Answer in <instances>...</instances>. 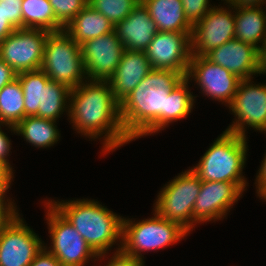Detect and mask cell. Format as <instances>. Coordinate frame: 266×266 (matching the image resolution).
Segmentation results:
<instances>
[{"instance_id":"6da1fadb","label":"cell","mask_w":266,"mask_h":266,"mask_svg":"<svg viewBox=\"0 0 266 266\" xmlns=\"http://www.w3.org/2000/svg\"><path fill=\"white\" fill-rule=\"evenodd\" d=\"M68 119L79 135L101 140L103 155L132 142L122 127L120 103L107 80L87 79L71 89Z\"/></svg>"},{"instance_id":"7a4b0ae2","label":"cell","mask_w":266,"mask_h":266,"mask_svg":"<svg viewBox=\"0 0 266 266\" xmlns=\"http://www.w3.org/2000/svg\"><path fill=\"white\" fill-rule=\"evenodd\" d=\"M184 78L173 70L152 69L120 102L122 127L132 141L166 128L168 94Z\"/></svg>"},{"instance_id":"3957f363","label":"cell","mask_w":266,"mask_h":266,"mask_svg":"<svg viewBox=\"0 0 266 266\" xmlns=\"http://www.w3.org/2000/svg\"><path fill=\"white\" fill-rule=\"evenodd\" d=\"M48 201L75 227L89 247L99 256L121 250L123 217L95 199ZM114 245V246H113Z\"/></svg>"},{"instance_id":"277c9868","label":"cell","mask_w":266,"mask_h":266,"mask_svg":"<svg viewBox=\"0 0 266 266\" xmlns=\"http://www.w3.org/2000/svg\"><path fill=\"white\" fill-rule=\"evenodd\" d=\"M247 141L248 137L223 131L191 169L201 181L231 182L246 192L249 183L243 169L248 159Z\"/></svg>"},{"instance_id":"5b68a950","label":"cell","mask_w":266,"mask_h":266,"mask_svg":"<svg viewBox=\"0 0 266 266\" xmlns=\"http://www.w3.org/2000/svg\"><path fill=\"white\" fill-rule=\"evenodd\" d=\"M137 220L123 217L121 251L145 262V252H158L184 240L190 233L179 223L158 215ZM144 252V253H143Z\"/></svg>"},{"instance_id":"8992f818","label":"cell","mask_w":266,"mask_h":266,"mask_svg":"<svg viewBox=\"0 0 266 266\" xmlns=\"http://www.w3.org/2000/svg\"><path fill=\"white\" fill-rule=\"evenodd\" d=\"M41 70L50 80L65 84L70 89L87 80L80 45L64 30L48 34Z\"/></svg>"},{"instance_id":"52a82bcc","label":"cell","mask_w":266,"mask_h":266,"mask_svg":"<svg viewBox=\"0 0 266 266\" xmlns=\"http://www.w3.org/2000/svg\"><path fill=\"white\" fill-rule=\"evenodd\" d=\"M42 203L46 209L45 221L50 238V246L44 242V248L53 254L62 266H86L89 262L95 265L98 256L75 227L47 199Z\"/></svg>"},{"instance_id":"ba28073f","label":"cell","mask_w":266,"mask_h":266,"mask_svg":"<svg viewBox=\"0 0 266 266\" xmlns=\"http://www.w3.org/2000/svg\"><path fill=\"white\" fill-rule=\"evenodd\" d=\"M201 180L189 167L165 183L156 195L153 210L161 217L193 231V207L199 195Z\"/></svg>"},{"instance_id":"9c48e42d","label":"cell","mask_w":266,"mask_h":266,"mask_svg":"<svg viewBox=\"0 0 266 266\" xmlns=\"http://www.w3.org/2000/svg\"><path fill=\"white\" fill-rule=\"evenodd\" d=\"M253 79H241L235 96L227 106L235 118L225 131L245 138L249 128L262 134L266 132V83L258 84Z\"/></svg>"},{"instance_id":"30bf717a","label":"cell","mask_w":266,"mask_h":266,"mask_svg":"<svg viewBox=\"0 0 266 266\" xmlns=\"http://www.w3.org/2000/svg\"><path fill=\"white\" fill-rule=\"evenodd\" d=\"M17 211L0 226V266H29L44 247L41 236Z\"/></svg>"},{"instance_id":"8fae6325","label":"cell","mask_w":266,"mask_h":266,"mask_svg":"<svg viewBox=\"0 0 266 266\" xmlns=\"http://www.w3.org/2000/svg\"><path fill=\"white\" fill-rule=\"evenodd\" d=\"M49 33L42 29H16L1 44L0 58L17 74L40 70Z\"/></svg>"},{"instance_id":"7c38bea8","label":"cell","mask_w":266,"mask_h":266,"mask_svg":"<svg viewBox=\"0 0 266 266\" xmlns=\"http://www.w3.org/2000/svg\"><path fill=\"white\" fill-rule=\"evenodd\" d=\"M185 78L196 83L201 91L199 93L225 106L232 101L241 81L237 75L211 62L205 56L192 55Z\"/></svg>"},{"instance_id":"4fadbf2b","label":"cell","mask_w":266,"mask_h":266,"mask_svg":"<svg viewBox=\"0 0 266 266\" xmlns=\"http://www.w3.org/2000/svg\"><path fill=\"white\" fill-rule=\"evenodd\" d=\"M220 5H214L193 25L192 56H204L210 50L235 38L234 6L224 2L223 6Z\"/></svg>"},{"instance_id":"5bb4252c","label":"cell","mask_w":266,"mask_h":266,"mask_svg":"<svg viewBox=\"0 0 266 266\" xmlns=\"http://www.w3.org/2000/svg\"><path fill=\"white\" fill-rule=\"evenodd\" d=\"M191 35L158 31L144 51L152 69L173 70L186 77L192 55Z\"/></svg>"},{"instance_id":"9a60e30c","label":"cell","mask_w":266,"mask_h":266,"mask_svg":"<svg viewBox=\"0 0 266 266\" xmlns=\"http://www.w3.org/2000/svg\"><path fill=\"white\" fill-rule=\"evenodd\" d=\"M244 192L231 182L201 181L199 195L193 207V230L197 224L226 218Z\"/></svg>"},{"instance_id":"2e32d148","label":"cell","mask_w":266,"mask_h":266,"mask_svg":"<svg viewBox=\"0 0 266 266\" xmlns=\"http://www.w3.org/2000/svg\"><path fill=\"white\" fill-rule=\"evenodd\" d=\"M80 48L89 80H108L115 73L125 50L115 30L83 42Z\"/></svg>"},{"instance_id":"e0dca14e","label":"cell","mask_w":266,"mask_h":266,"mask_svg":"<svg viewBox=\"0 0 266 266\" xmlns=\"http://www.w3.org/2000/svg\"><path fill=\"white\" fill-rule=\"evenodd\" d=\"M204 56L237 75L240 79L258 76L259 50L236 38L210 50Z\"/></svg>"},{"instance_id":"ac0fdd59","label":"cell","mask_w":266,"mask_h":266,"mask_svg":"<svg viewBox=\"0 0 266 266\" xmlns=\"http://www.w3.org/2000/svg\"><path fill=\"white\" fill-rule=\"evenodd\" d=\"M152 70L144 51L125 49L115 73L107 80L120 103Z\"/></svg>"},{"instance_id":"d6986e66","label":"cell","mask_w":266,"mask_h":266,"mask_svg":"<svg viewBox=\"0 0 266 266\" xmlns=\"http://www.w3.org/2000/svg\"><path fill=\"white\" fill-rule=\"evenodd\" d=\"M114 30L124 49L136 51H145L158 32L155 22L142 2L124 20L117 23Z\"/></svg>"},{"instance_id":"ffe728a7","label":"cell","mask_w":266,"mask_h":266,"mask_svg":"<svg viewBox=\"0 0 266 266\" xmlns=\"http://www.w3.org/2000/svg\"><path fill=\"white\" fill-rule=\"evenodd\" d=\"M235 38L260 50L266 42V6L234 7Z\"/></svg>"},{"instance_id":"44dd1931","label":"cell","mask_w":266,"mask_h":266,"mask_svg":"<svg viewBox=\"0 0 266 266\" xmlns=\"http://www.w3.org/2000/svg\"><path fill=\"white\" fill-rule=\"evenodd\" d=\"M157 30L163 32H192L193 25L185 16L181 0H144Z\"/></svg>"},{"instance_id":"7402d4cb","label":"cell","mask_w":266,"mask_h":266,"mask_svg":"<svg viewBox=\"0 0 266 266\" xmlns=\"http://www.w3.org/2000/svg\"><path fill=\"white\" fill-rule=\"evenodd\" d=\"M113 30V24L89 5L64 28V31L79 45Z\"/></svg>"},{"instance_id":"603a6c76","label":"cell","mask_w":266,"mask_h":266,"mask_svg":"<svg viewBox=\"0 0 266 266\" xmlns=\"http://www.w3.org/2000/svg\"><path fill=\"white\" fill-rule=\"evenodd\" d=\"M57 122L38 116H26L14 127L15 135L22 136L32 147L48 149L61 139Z\"/></svg>"},{"instance_id":"cb8c5ba5","label":"cell","mask_w":266,"mask_h":266,"mask_svg":"<svg viewBox=\"0 0 266 266\" xmlns=\"http://www.w3.org/2000/svg\"><path fill=\"white\" fill-rule=\"evenodd\" d=\"M70 91L67 85L49 80L43 87L42 104L35 116L58 122L63 114L68 117Z\"/></svg>"},{"instance_id":"d4e9b609","label":"cell","mask_w":266,"mask_h":266,"mask_svg":"<svg viewBox=\"0 0 266 266\" xmlns=\"http://www.w3.org/2000/svg\"><path fill=\"white\" fill-rule=\"evenodd\" d=\"M22 28L42 29L49 32H60L49 0L22 1Z\"/></svg>"},{"instance_id":"484cf974","label":"cell","mask_w":266,"mask_h":266,"mask_svg":"<svg viewBox=\"0 0 266 266\" xmlns=\"http://www.w3.org/2000/svg\"><path fill=\"white\" fill-rule=\"evenodd\" d=\"M25 118L24 95L18 78L0 90V122L15 127Z\"/></svg>"},{"instance_id":"4316f807","label":"cell","mask_w":266,"mask_h":266,"mask_svg":"<svg viewBox=\"0 0 266 266\" xmlns=\"http://www.w3.org/2000/svg\"><path fill=\"white\" fill-rule=\"evenodd\" d=\"M190 85L189 80L184 78L169 92L166 104L167 128L170 124L187 118L193 111L197 96L189 89Z\"/></svg>"},{"instance_id":"83f0119b","label":"cell","mask_w":266,"mask_h":266,"mask_svg":"<svg viewBox=\"0 0 266 266\" xmlns=\"http://www.w3.org/2000/svg\"><path fill=\"white\" fill-rule=\"evenodd\" d=\"M17 78L23 90L25 117L35 116L42 104L43 87L50 79L41 69L18 73Z\"/></svg>"},{"instance_id":"f1b7e54d","label":"cell","mask_w":266,"mask_h":266,"mask_svg":"<svg viewBox=\"0 0 266 266\" xmlns=\"http://www.w3.org/2000/svg\"><path fill=\"white\" fill-rule=\"evenodd\" d=\"M139 3L138 0H88V5L99 11L113 26L124 20Z\"/></svg>"},{"instance_id":"f546056e","label":"cell","mask_w":266,"mask_h":266,"mask_svg":"<svg viewBox=\"0 0 266 266\" xmlns=\"http://www.w3.org/2000/svg\"><path fill=\"white\" fill-rule=\"evenodd\" d=\"M49 2L58 25L63 30L88 5V0H49Z\"/></svg>"},{"instance_id":"4dcf8cb0","label":"cell","mask_w":266,"mask_h":266,"mask_svg":"<svg viewBox=\"0 0 266 266\" xmlns=\"http://www.w3.org/2000/svg\"><path fill=\"white\" fill-rule=\"evenodd\" d=\"M188 21L194 25L213 7L210 0H181Z\"/></svg>"},{"instance_id":"1f68e13d","label":"cell","mask_w":266,"mask_h":266,"mask_svg":"<svg viewBox=\"0 0 266 266\" xmlns=\"http://www.w3.org/2000/svg\"><path fill=\"white\" fill-rule=\"evenodd\" d=\"M22 1L23 0L0 1L1 13L16 29L22 28Z\"/></svg>"},{"instance_id":"d6a6232c","label":"cell","mask_w":266,"mask_h":266,"mask_svg":"<svg viewBox=\"0 0 266 266\" xmlns=\"http://www.w3.org/2000/svg\"><path fill=\"white\" fill-rule=\"evenodd\" d=\"M112 256L109 254H103V255H99L97 257V261H104V260H107V264L105 263L104 266H145V262H142L141 260L139 259H136L134 257H131L125 253H123L121 250L120 251H117V252H112L111 253ZM107 256V257H106ZM110 257V258H109ZM107 258V259H106ZM99 266L100 263H98ZM98 264L96 263V265H93L92 266H98Z\"/></svg>"},{"instance_id":"836d02e7","label":"cell","mask_w":266,"mask_h":266,"mask_svg":"<svg viewBox=\"0 0 266 266\" xmlns=\"http://www.w3.org/2000/svg\"><path fill=\"white\" fill-rule=\"evenodd\" d=\"M6 127V130H9L11 133L16 134L15 128L13 126L7 125L5 123L0 122V163L10 169L14 174V168L9 162V156L11 155L12 142L8 135L2 130V127Z\"/></svg>"},{"instance_id":"e575fe53","label":"cell","mask_w":266,"mask_h":266,"mask_svg":"<svg viewBox=\"0 0 266 266\" xmlns=\"http://www.w3.org/2000/svg\"><path fill=\"white\" fill-rule=\"evenodd\" d=\"M7 193H0V226L5 224L17 211L15 200L7 197Z\"/></svg>"},{"instance_id":"d590c367","label":"cell","mask_w":266,"mask_h":266,"mask_svg":"<svg viewBox=\"0 0 266 266\" xmlns=\"http://www.w3.org/2000/svg\"><path fill=\"white\" fill-rule=\"evenodd\" d=\"M255 189L257 197L262 199L266 195V152L264 153L263 160L261 161V166L256 173L255 178Z\"/></svg>"},{"instance_id":"8d00e7d4","label":"cell","mask_w":266,"mask_h":266,"mask_svg":"<svg viewBox=\"0 0 266 266\" xmlns=\"http://www.w3.org/2000/svg\"><path fill=\"white\" fill-rule=\"evenodd\" d=\"M29 266H62V264L43 247Z\"/></svg>"},{"instance_id":"74e56055","label":"cell","mask_w":266,"mask_h":266,"mask_svg":"<svg viewBox=\"0 0 266 266\" xmlns=\"http://www.w3.org/2000/svg\"><path fill=\"white\" fill-rule=\"evenodd\" d=\"M14 173L0 163V193H8L11 189V183L14 182Z\"/></svg>"},{"instance_id":"f35d334b","label":"cell","mask_w":266,"mask_h":266,"mask_svg":"<svg viewBox=\"0 0 266 266\" xmlns=\"http://www.w3.org/2000/svg\"><path fill=\"white\" fill-rule=\"evenodd\" d=\"M17 78V73L0 58V90Z\"/></svg>"},{"instance_id":"ab89813d","label":"cell","mask_w":266,"mask_h":266,"mask_svg":"<svg viewBox=\"0 0 266 266\" xmlns=\"http://www.w3.org/2000/svg\"><path fill=\"white\" fill-rule=\"evenodd\" d=\"M16 28L4 17L0 10V46L4 39L10 35Z\"/></svg>"},{"instance_id":"60d3db41","label":"cell","mask_w":266,"mask_h":266,"mask_svg":"<svg viewBox=\"0 0 266 266\" xmlns=\"http://www.w3.org/2000/svg\"><path fill=\"white\" fill-rule=\"evenodd\" d=\"M223 2L234 7L266 6V0H224Z\"/></svg>"},{"instance_id":"b9f144b4","label":"cell","mask_w":266,"mask_h":266,"mask_svg":"<svg viewBox=\"0 0 266 266\" xmlns=\"http://www.w3.org/2000/svg\"><path fill=\"white\" fill-rule=\"evenodd\" d=\"M266 75V42L259 50V68L258 75Z\"/></svg>"},{"instance_id":"7bdbcfd3","label":"cell","mask_w":266,"mask_h":266,"mask_svg":"<svg viewBox=\"0 0 266 266\" xmlns=\"http://www.w3.org/2000/svg\"><path fill=\"white\" fill-rule=\"evenodd\" d=\"M261 200H264L262 202H265L266 201V195Z\"/></svg>"}]
</instances>
